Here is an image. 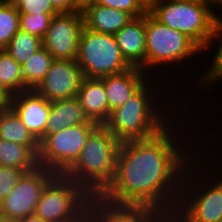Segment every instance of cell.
Returning <instances> with one entry per match:
<instances>
[{
  "instance_id": "cell-33",
  "label": "cell",
  "mask_w": 222,
  "mask_h": 222,
  "mask_svg": "<svg viewBox=\"0 0 222 222\" xmlns=\"http://www.w3.org/2000/svg\"><path fill=\"white\" fill-rule=\"evenodd\" d=\"M159 222H184V221L173 212V213H164Z\"/></svg>"
},
{
  "instance_id": "cell-2",
  "label": "cell",
  "mask_w": 222,
  "mask_h": 222,
  "mask_svg": "<svg viewBox=\"0 0 222 222\" xmlns=\"http://www.w3.org/2000/svg\"><path fill=\"white\" fill-rule=\"evenodd\" d=\"M151 82V79L148 80L123 105L112 110L103 124L121 143L154 137L172 122L163 110L167 107H160L161 98L159 101V97L156 96L158 90H154L155 85ZM153 98H158L159 103Z\"/></svg>"
},
{
  "instance_id": "cell-8",
  "label": "cell",
  "mask_w": 222,
  "mask_h": 222,
  "mask_svg": "<svg viewBox=\"0 0 222 222\" xmlns=\"http://www.w3.org/2000/svg\"><path fill=\"white\" fill-rule=\"evenodd\" d=\"M191 166L193 167L189 162V165L185 169L181 183L180 197L174 213L184 222H222V180L215 179L217 180L216 184L214 181V183L211 182L210 186L208 185L207 187L205 183L206 179H202L204 180V184L199 181V177L201 176L199 172L196 176L195 173L190 176L191 172L189 169L192 168ZM194 177L201 184H199L197 180H194V183L191 180ZM189 178L190 180H188ZM190 181L193 182V184L190 183ZM202 187H204V189L199 190Z\"/></svg>"
},
{
  "instance_id": "cell-9",
  "label": "cell",
  "mask_w": 222,
  "mask_h": 222,
  "mask_svg": "<svg viewBox=\"0 0 222 222\" xmlns=\"http://www.w3.org/2000/svg\"><path fill=\"white\" fill-rule=\"evenodd\" d=\"M97 126V123H83L48 135L39 144V166L63 175L78 159L88 136Z\"/></svg>"
},
{
  "instance_id": "cell-10",
  "label": "cell",
  "mask_w": 222,
  "mask_h": 222,
  "mask_svg": "<svg viewBox=\"0 0 222 222\" xmlns=\"http://www.w3.org/2000/svg\"><path fill=\"white\" fill-rule=\"evenodd\" d=\"M56 175L55 172L40 166L24 173L10 194L0 202L2 222H16L34 214L43 190Z\"/></svg>"
},
{
  "instance_id": "cell-5",
  "label": "cell",
  "mask_w": 222,
  "mask_h": 222,
  "mask_svg": "<svg viewBox=\"0 0 222 222\" xmlns=\"http://www.w3.org/2000/svg\"><path fill=\"white\" fill-rule=\"evenodd\" d=\"M91 200L81 186L57 174L43 190L34 214L44 222L89 221Z\"/></svg>"
},
{
  "instance_id": "cell-25",
  "label": "cell",
  "mask_w": 222,
  "mask_h": 222,
  "mask_svg": "<svg viewBox=\"0 0 222 222\" xmlns=\"http://www.w3.org/2000/svg\"><path fill=\"white\" fill-rule=\"evenodd\" d=\"M19 29V12L16 5L0 3V50L8 45Z\"/></svg>"
},
{
  "instance_id": "cell-34",
  "label": "cell",
  "mask_w": 222,
  "mask_h": 222,
  "mask_svg": "<svg viewBox=\"0 0 222 222\" xmlns=\"http://www.w3.org/2000/svg\"><path fill=\"white\" fill-rule=\"evenodd\" d=\"M139 5L146 11L149 12L159 0H136Z\"/></svg>"
},
{
  "instance_id": "cell-30",
  "label": "cell",
  "mask_w": 222,
  "mask_h": 222,
  "mask_svg": "<svg viewBox=\"0 0 222 222\" xmlns=\"http://www.w3.org/2000/svg\"><path fill=\"white\" fill-rule=\"evenodd\" d=\"M95 4L118 9L130 13L134 18L146 14L136 0H94Z\"/></svg>"
},
{
  "instance_id": "cell-39",
  "label": "cell",
  "mask_w": 222,
  "mask_h": 222,
  "mask_svg": "<svg viewBox=\"0 0 222 222\" xmlns=\"http://www.w3.org/2000/svg\"><path fill=\"white\" fill-rule=\"evenodd\" d=\"M217 7H219V8L221 7L222 8V0L218 1V6Z\"/></svg>"
},
{
  "instance_id": "cell-26",
  "label": "cell",
  "mask_w": 222,
  "mask_h": 222,
  "mask_svg": "<svg viewBox=\"0 0 222 222\" xmlns=\"http://www.w3.org/2000/svg\"><path fill=\"white\" fill-rule=\"evenodd\" d=\"M217 39H219L220 42H218L219 45L217 46L218 48L215 53V56L213 55V63H211L210 67L207 68V70H209L207 72H204V75H202L200 79H197L201 81H198L197 83L198 86L200 85L201 88L202 86H204L203 84H205V86L207 85V89V87L209 88L210 85H214L213 83L216 84L217 80L220 81L222 79V17L219 15L212 41Z\"/></svg>"
},
{
  "instance_id": "cell-6",
  "label": "cell",
  "mask_w": 222,
  "mask_h": 222,
  "mask_svg": "<svg viewBox=\"0 0 222 222\" xmlns=\"http://www.w3.org/2000/svg\"><path fill=\"white\" fill-rule=\"evenodd\" d=\"M76 61L87 78H101L132 68L123 57L114 35L95 32L85 26L80 35Z\"/></svg>"
},
{
  "instance_id": "cell-23",
  "label": "cell",
  "mask_w": 222,
  "mask_h": 222,
  "mask_svg": "<svg viewBox=\"0 0 222 222\" xmlns=\"http://www.w3.org/2000/svg\"><path fill=\"white\" fill-rule=\"evenodd\" d=\"M41 47H43L42 39L19 29L4 50L22 66Z\"/></svg>"
},
{
  "instance_id": "cell-35",
  "label": "cell",
  "mask_w": 222,
  "mask_h": 222,
  "mask_svg": "<svg viewBox=\"0 0 222 222\" xmlns=\"http://www.w3.org/2000/svg\"><path fill=\"white\" fill-rule=\"evenodd\" d=\"M73 3L80 11H83L87 6L93 4L94 0H73Z\"/></svg>"
},
{
  "instance_id": "cell-11",
  "label": "cell",
  "mask_w": 222,
  "mask_h": 222,
  "mask_svg": "<svg viewBox=\"0 0 222 222\" xmlns=\"http://www.w3.org/2000/svg\"><path fill=\"white\" fill-rule=\"evenodd\" d=\"M83 28L82 11L59 13L51 19L49 29L42 39L43 47L54 59L76 60Z\"/></svg>"
},
{
  "instance_id": "cell-21",
  "label": "cell",
  "mask_w": 222,
  "mask_h": 222,
  "mask_svg": "<svg viewBox=\"0 0 222 222\" xmlns=\"http://www.w3.org/2000/svg\"><path fill=\"white\" fill-rule=\"evenodd\" d=\"M0 139L30 146L39 153V142L10 107L0 109Z\"/></svg>"
},
{
  "instance_id": "cell-36",
  "label": "cell",
  "mask_w": 222,
  "mask_h": 222,
  "mask_svg": "<svg viewBox=\"0 0 222 222\" xmlns=\"http://www.w3.org/2000/svg\"><path fill=\"white\" fill-rule=\"evenodd\" d=\"M16 222H44L39 216L35 214L27 215L26 217L17 220Z\"/></svg>"
},
{
  "instance_id": "cell-17",
  "label": "cell",
  "mask_w": 222,
  "mask_h": 222,
  "mask_svg": "<svg viewBox=\"0 0 222 222\" xmlns=\"http://www.w3.org/2000/svg\"><path fill=\"white\" fill-rule=\"evenodd\" d=\"M90 121L103 125L109 117V103L101 78L84 77L76 96Z\"/></svg>"
},
{
  "instance_id": "cell-37",
  "label": "cell",
  "mask_w": 222,
  "mask_h": 222,
  "mask_svg": "<svg viewBox=\"0 0 222 222\" xmlns=\"http://www.w3.org/2000/svg\"><path fill=\"white\" fill-rule=\"evenodd\" d=\"M193 1H200L206 4H218L219 0H193Z\"/></svg>"
},
{
  "instance_id": "cell-14",
  "label": "cell",
  "mask_w": 222,
  "mask_h": 222,
  "mask_svg": "<svg viewBox=\"0 0 222 222\" xmlns=\"http://www.w3.org/2000/svg\"><path fill=\"white\" fill-rule=\"evenodd\" d=\"M94 222H159L164 213L152 207L114 206L93 197L89 209Z\"/></svg>"
},
{
  "instance_id": "cell-3",
  "label": "cell",
  "mask_w": 222,
  "mask_h": 222,
  "mask_svg": "<svg viewBox=\"0 0 222 222\" xmlns=\"http://www.w3.org/2000/svg\"><path fill=\"white\" fill-rule=\"evenodd\" d=\"M120 144L103 125H98L88 136L78 159L63 175L92 198L98 197L114 178Z\"/></svg>"
},
{
  "instance_id": "cell-12",
  "label": "cell",
  "mask_w": 222,
  "mask_h": 222,
  "mask_svg": "<svg viewBox=\"0 0 222 222\" xmlns=\"http://www.w3.org/2000/svg\"><path fill=\"white\" fill-rule=\"evenodd\" d=\"M83 79L76 60L55 59L35 90L48 101L69 99L77 96Z\"/></svg>"
},
{
  "instance_id": "cell-38",
  "label": "cell",
  "mask_w": 222,
  "mask_h": 222,
  "mask_svg": "<svg viewBox=\"0 0 222 222\" xmlns=\"http://www.w3.org/2000/svg\"><path fill=\"white\" fill-rule=\"evenodd\" d=\"M19 0H0V3L16 4Z\"/></svg>"
},
{
  "instance_id": "cell-18",
  "label": "cell",
  "mask_w": 222,
  "mask_h": 222,
  "mask_svg": "<svg viewBox=\"0 0 222 222\" xmlns=\"http://www.w3.org/2000/svg\"><path fill=\"white\" fill-rule=\"evenodd\" d=\"M84 26L92 31L115 35L134 17L122 10L91 4L83 11Z\"/></svg>"
},
{
  "instance_id": "cell-32",
  "label": "cell",
  "mask_w": 222,
  "mask_h": 222,
  "mask_svg": "<svg viewBox=\"0 0 222 222\" xmlns=\"http://www.w3.org/2000/svg\"><path fill=\"white\" fill-rule=\"evenodd\" d=\"M12 94L0 83V109L9 108Z\"/></svg>"
},
{
  "instance_id": "cell-22",
  "label": "cell",
  "mask_w": 222,
  "mask_h": 222,
  "mask_svg": "<svg viewBox=\"0 0 222 222\" xmlns=\"http://www.w3.org/2000/svg\"><path fill=\"white\" fill-rule=\"evenodd\" d=\"M54 60L53 56L44 47H41L25 61L22 65V75L26 90L37 88L47 75Z\"/></svg>"
},
{
  "instance_id": "cell-19",
  "label": "cell",
  "mask_w": 222,
  "mask_h": 222,
  "mask_svg": "<svg viewBox=\"0 0 222 222\" xmlns=\"http://www.w3.org/2000/svg\"><path fill=\"white\" fill-rule=\"evenodd\" d=\"M83 123H95L85 115L77 97L51 101V110L47 121L45 135L39 144L53 133L61 129Z\"/></svg>"
},
{
  "instance_id": "cell-24",
  "label": "cell",
  "mask_w": 222,
  "mask_h": 222,
  "mask_svg": "<svg viewBox=\"0 0 222 222\" xmlns=\"http://www.w3.org/2000/svg\"><path fill=\"white\" fill-rule=\"evenodd\" d=\"M0 83L13 95L26 91V84L19 65L4 49L0 50Z\"/></svg>"
},
{
  "instance_id": "cell-15",
  "label": "cell",
  "mask_w": 222,
  "mask_h": 222,
  "mask_svg": "<svg viewBox=\"0 0 222 222\" xmlns=\"http://www.w3.org/2000/svg\"><path fill=\"white\" fill-rule=\"evenodd\" d=\"M147 75L148 73L146 74L141 68L132 67L119 74L101 77L108 98L109 115L112 110L123 105L150 79Z\"/></svg>"
},
{
  "instance_id": "cell-16",
  "label": "cell",
  "mask_w": 222,
  "mask_h": 222,
  "mask_svg": "<svg viewBox=\"0 0 222 222\" xmlns=\"http://www.w3.org/2000/svg\"><path fill=\"white\" fill-rule=\"evenodd\" d=\"M123 57L132 67L141 68L145 72L146 31L145 14L135 17L115 35Z\"/></svg>"
},
{
  "instance_id": "cell-29",
  "label": "cell",
  "mask_w": 222,
  "mask_h": 222,
  "mask_svg": "<svg viewBox=\"0 0 222 222\" xmlns=\"http://www.w3.org/2000/svg\"><path fill=\"white\" fill-rule=\"evenodd\" d=\"M15 5L19 13L59 14L50 0H19Z\"/></svg>"
},
{
  "instance_id": "cell-13",
  "label": "cell",
  "mask_w": 222,
  "mask_h": 222,
  "mask_svg": "<svg viewBox=\"0 0 222 222\" xmlns=\"http://www.w3.org/2000/svg\"><path fill=\"white\" fill-rule=\"evenodd\" d=\"M10 108L39 142L45 135L51 101L45 99L35 89H29L13 94Z\"/></svg>"
},
{
  "instance_id": "cell-28",
  "label": "cell",
  "mask_w": 222,
  "mask_h": 222,
  "mask_svg": "<svg viewBox=\"0 0 222 222\" xmlns=\"http://www.w3.org/2000/svg\"><path fill=\"white\" fill-rule=\"evenodd\" d=\"M24 173L16 167L0 166V202L10 194Z\"/></svg>"
},
{
  "instance_id": "cell-4",
  "label": "cell",
  "mask_w": 222,
  "mask_h": 222,
  "mask_svg": "<svg viewBox=\"0 0 222 222\" xmlns=\"http://www.w3.org/2000/svg\"><path fill=\"white\" fill-rule=\"evenodd\" d=\"M214 6L218 4L193 0H159L149 12L162 24L184 33L202 51H209L211 44L214 45L212 39L218 22V14L212 9Z\"/></svg>"
},
{
  "instance_id": "cell-31",
  "label": "cell",
  "mask_w": 222,
  "mask_h": 222,
  "mask_svg": "<svg viewBox=\"0 0 222 222\" xmlns=\"http://www.w3.org/2000/svg\"><path fill=\"white\" fill-rule=\"evenodd\" d=\"M53 7L59 13H71L80 11L73 3V0H50Z\"/></svg>"
},
{
  "instance_id": "cell-1",
  "label": "cell",
  "mask_w": 222,
  "mask_h": 222,
  "mask_svg": "<svg viewBox=\"0 0 222 222\" xmlns=\"http://www.w3.org/2000/svg\"><path fill=\"white\" fill-rule=\"evenodd\" d=\"M173 124L171 122L170 127L168 125L154 137L122 142L114 178L97 198L114 206L152 207L163 213L175 212L184 169L188 162L194 163L191 160L195 157L189 159V147L180 142L178 128L171 126Z\"/></svg>"
},
{
  "instance_id": "cell-20",
  "label": "cell",
  "mask_w": 222,
  "mask_h": 222,
  "mask_svg": "<svg viewBox=\"0 0 222 222\" xmlns=\"http://www.w3.org/2000/svg\"><path fill=\"white\" fill-rule=\"evenodd\" d=\"M0 166L31 172L39 167L38 154L30 146L0 139Z\"/></svg>"
},
{
  "instance_id": "cell-7",
  "label": "cell",
  "mask_w": 222,
  "mask_h": 222,
  "mask_svg": "<svg viewBox=\"0 0 222 222\" xmlns=\"http://www.w3.org/2000/svg\"><path fill=\"white\" fill-rule=\"evenodd\" d=\"M147 73L160 65L178 64L185 58L203 51L184 33L168 27L158 21L150 12L145 14ZM148 69V70H147Z\"/></svg>"
},
{
  "instance_id": "cell-27",
  "label": "cell",
  "mask_w": 222,
  "mask_h": 222,
  "mask_svg": "<svg viewBox=\"0 0 222 222\" xmlns=\"http://www.w3.org/2000/svg\"><path fill=\"white\" fill-rule=\"evenodd\" d=\"M57 14H26L19 13V28L43 39L49 29L53 16Z\"/></svg>"
}]
</instances>
